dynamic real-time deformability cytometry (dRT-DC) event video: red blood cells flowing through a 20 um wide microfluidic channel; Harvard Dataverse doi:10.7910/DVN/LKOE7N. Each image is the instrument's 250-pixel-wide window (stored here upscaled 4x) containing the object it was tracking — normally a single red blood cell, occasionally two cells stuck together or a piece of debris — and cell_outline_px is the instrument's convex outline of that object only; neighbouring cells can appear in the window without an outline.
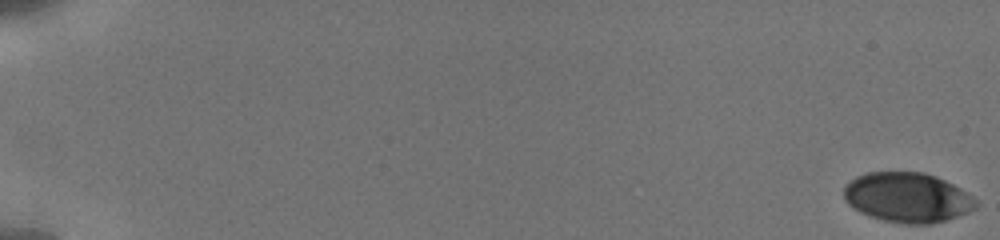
{"species": "human", "species_latin": "Homo sapiens", "temperature_condition": "cold", "stored_images_in_passage": 20, "camera_frame_rate_fps": 3000, "um_per_image_px": 0.085, "donor": {"sex": "male"}, "frame": {"image": 1, "passage_image": 1, "time_ms": 0.0, "image_size_px": [1000, 240], "cell_outline_px": [[976, 208], [968, 212], [944, 220], [928, 224], [904, 224], [884, 220], [868, 216], [860, 212], [848, 204], [844, 200], [844, 184], [856, 176], [868, 172], [924, 172], [936, 176], [960, 188], [972, 196], [976, 200]], "centroid_in_image_um": [77.09, 16.78], "position_along_channel_um": 7.9, "area_um2": 38.32}}
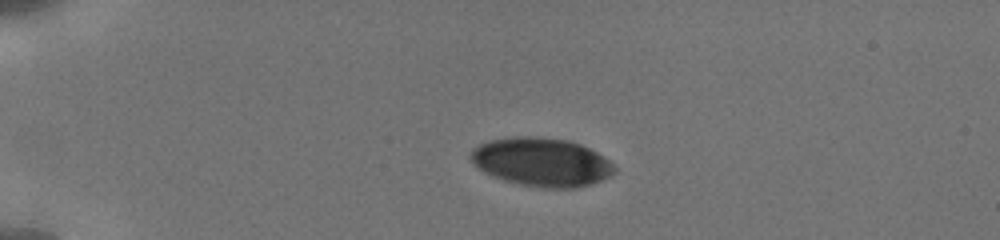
{"frame": {"image": 2, "passage_image": 15, "time_ms": 4.667, "image_size_px": [1000, 240], "cell_outline_px": [[616, 172], [592, 184], [576, 188], [544, 188], [520, 184], [504, 180], [480, 168], [468, 156], [472, 148], [488, 140], [512, 136], [536, 136], [568, 140], [580, 144], [604, 156], [616, 164]], "centroid_in_image_um": [46.07, 13.76], "position_along_channel_um": 38.9, "area_um2": 40.69}}
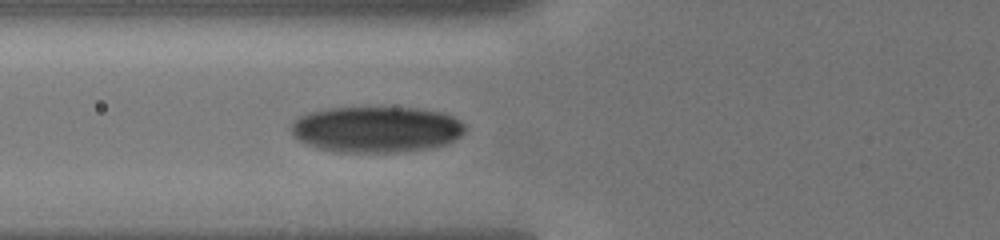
{"frame": {"image": 3, "passage_image": 20, "time_ms": 7.667, "image_size_px": [1000, 240], "cell_outline_px": [[468, 128], [460, 136], [444, 144], [428, 148], [396, 152], [336, 152], [316, 148], [304, 144], [296, 140], [288, 128], [300, 116], [308, 112], [328, 108], [416, 108], [440, 112], [452, 116], [464, 124]], "centroid_in_image_um": [31.93, 11.0], "position_along_channel_um": 93.9, "area_um2": 46.82}}